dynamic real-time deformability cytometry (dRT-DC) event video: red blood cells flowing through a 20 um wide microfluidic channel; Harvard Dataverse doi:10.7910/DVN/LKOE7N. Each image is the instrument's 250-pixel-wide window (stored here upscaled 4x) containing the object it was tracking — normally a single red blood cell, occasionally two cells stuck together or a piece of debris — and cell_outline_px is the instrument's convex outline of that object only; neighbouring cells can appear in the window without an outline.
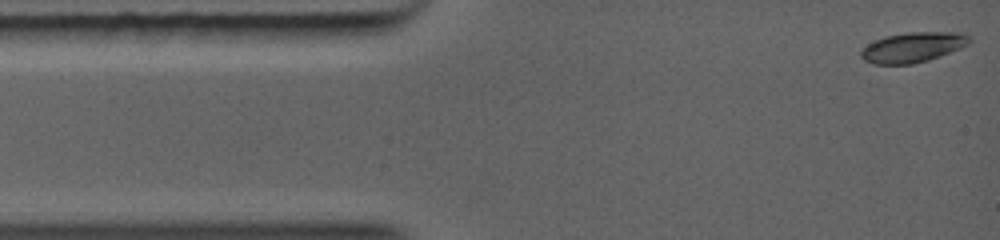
{"species": "common noctule bat (a hibernating species)", "species_latin": "Nyctalus noctula", "temperature_condition": "warm", "stored_images_in_passage": 14, "camera_frame_rate_fps": 5000, "um_per_image_px": 0.085, "animal": {"sex": "female", "body_mass_g": 19.0, "forearm_length_mm": 56.7}, "frame": {"image": 1, "passage_image": 1, "time_ms": 0.0, "image_size_px": [1000, 240], "cell_outline_px": [[972, 40], [968, 44], [960, 48], [940, 56], [928, 60], [912, 64], [872, 64], [864, 60], [860, 56], [860, 52], [868, 44], [884, 36], [908, 32], [964, 32], [972, 36]], "centroid_in_image_um": [77.63, 4.01], "position_along_channel_um": 7.4, "area_um2": 19.13}}
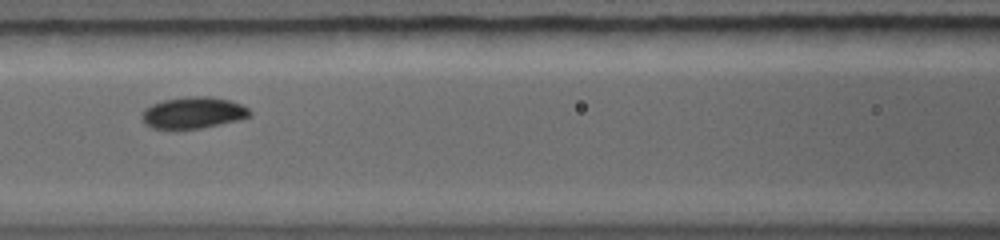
{"frame": {"image": 2, "passage_image": 6, "time_ms": 4.4, "image_size_px": [1000, 240], "cell_outline_px": [[252, 116], [240, 120], [200, 128], [152, 128], [144, 124], [140, 116], [140, 112], [144, 108], [152, 104], [164, 100], [188, 96], [208, 96], [232, 100], [248, 108], [252, 112]], "centroid_in_image_um": [16.42, 9.57], "position_along_channel_um": 150.2, "area_um2": 20.0}}
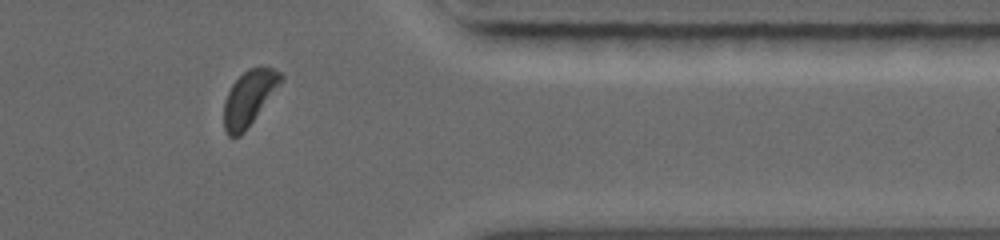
{"frame": {"image": 3, "passage_image": 12, "time_ms": 9.6, "image_size_px": [1000, 240], "cell_outline_px": [[284, 80], [244, 132], [240, 136], [228, 136], [224, 128], [224, 100], [232, 84], [248, 68], [272, 68], [280, 72], [284, 76]], "centroid_in_image_um": [21.17, 8.33], "position_along_channel_um": 390.2, "area_um2": 18.03}}